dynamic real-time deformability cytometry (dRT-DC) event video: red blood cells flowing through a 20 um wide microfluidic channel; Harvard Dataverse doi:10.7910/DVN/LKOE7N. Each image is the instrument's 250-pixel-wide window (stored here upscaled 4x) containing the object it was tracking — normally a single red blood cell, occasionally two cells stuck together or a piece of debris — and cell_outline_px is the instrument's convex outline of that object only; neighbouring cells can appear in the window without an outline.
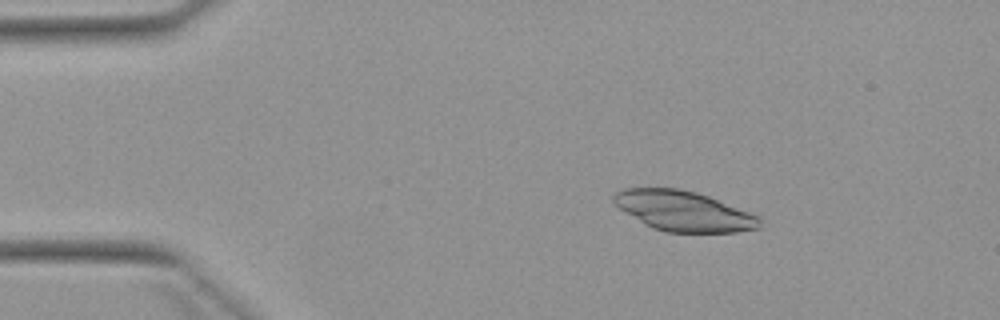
{"species": "Egyptian fruit bat (a non-hibernating species)", "species_latin": "Rousettus aegyptiacus", "temperature_condition": "warm", "stored_images_in_passage": 4, "camera_frame_rate_fps": 3000, "um_per_image_px": 0.085, "animal": {"sex": "female"}, "frame": {"image": 1, "passage_image": 2, "time_ms": 2.0, "image_size_px": [1000, 320], "cell_outline_px": [[760, 228], [736, 232], [664, 232], [652, 228], [644, 224], [620, 208], [612, 200], [612, 196], [616, 192], [624, 188], [680, 188], [696, 192], [708, 196], [760, 216]], "centroid_in_image_um": [58.1, 17.94], "position_along_channel_um": 26.9, "area_um2": 33.99}}